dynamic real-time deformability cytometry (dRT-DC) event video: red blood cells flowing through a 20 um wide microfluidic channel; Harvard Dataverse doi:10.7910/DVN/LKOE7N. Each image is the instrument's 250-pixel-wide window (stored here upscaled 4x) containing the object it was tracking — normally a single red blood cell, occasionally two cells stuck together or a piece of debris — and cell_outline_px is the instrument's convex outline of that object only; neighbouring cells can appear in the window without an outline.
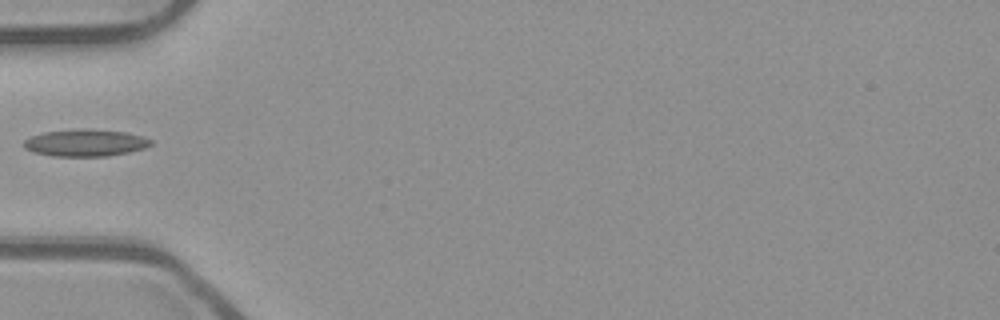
{"species": "common noctule bat (a hibernating species)", "species_latin": "Nyctalus noctula", "temperature_condition": "room temperature", "stored_images_in_passage": 9, "camera_frame_rate_fps": 3000, "um_per_image_px": 0.085, "animal": {"sex": "male", "body_mass_g": 23.1, "forearm_length_mm": 52.7}, "frame": {"image": 1, "passage_image": 1, "time_ms": 0.0, "image_size_px": [1000, 320], "cell_outline_px": [[152, 144], [144, 148], [128, 152], [108, 156], [52, 156], [36, 152], [24, 148], [24, 140], [32, 136], [44, 132], [80, 128], [88, 128], [124, 132], [144, 136], [152, 140]], "centroid_in_image_um": [7.28, 12.13], "position_along_channel_um": 77.7, "area_um2": 20.0}}
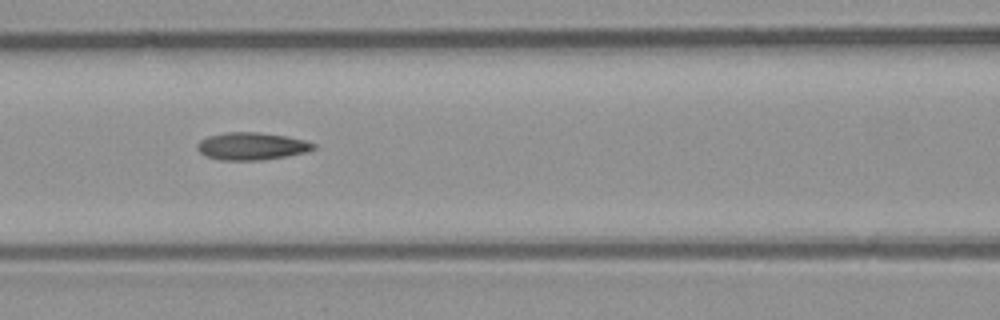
{"frame": {"image": 2, "passage_image": 6, "time_ms": 1.667, "image_size_px": [1000, 320], "cell_outline_px": [[316, 148], [308, 152], [288, 156], [260, 160], [220, 160], [208, 156], [200, 152], [196, 148], [196, 144], [200, 140], [208, 136], [224, 132], [256, 132], [288, 136], [304, 140], [316, 144]], "centroid_in_image_um": [21.41, 12.42], "position_along_channel_um": 145.2, "area_um2": 18.73}}